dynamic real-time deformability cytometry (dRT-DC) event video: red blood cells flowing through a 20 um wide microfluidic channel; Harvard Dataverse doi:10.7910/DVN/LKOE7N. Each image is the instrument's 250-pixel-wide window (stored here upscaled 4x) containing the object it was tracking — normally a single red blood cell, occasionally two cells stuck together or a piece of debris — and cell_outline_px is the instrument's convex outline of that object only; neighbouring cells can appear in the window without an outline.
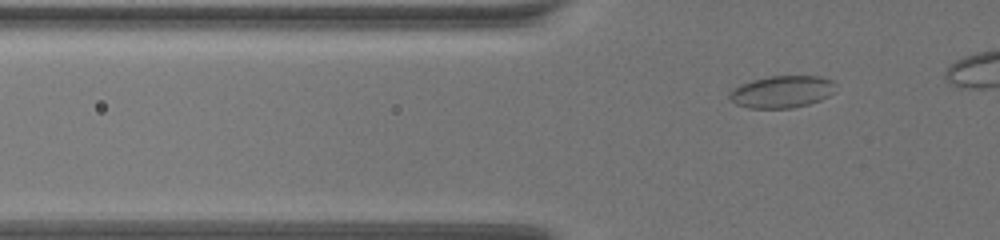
{"species": "common noctule bat (a hibernating species)", "species_latin": "Nyctalus noctula", "temperature_condition": "warm", "stored_images_in_passage": 46, "camera_frame_rate_fps": 3000, "um_per_image_px": 0.085, "animal": {"sex": "female", "body_mass_g": 19.5, "forearm_length_mm": 54.1}, "frame": {"image": 1, "passage_image": 9, "time_ms": 2.667, "image_size_px": [1000, 240], "cell_outline_px": [[836, 84], [832, 92], [828, 96], [820, 100], [808, 104], [792, 108], [748, 108], [736, 104], [728, 96], [728, 92], [732, 88], [740, 84], [752, 80], [768, 76], [820, 76], [832, 80]], "centroid_in_image_um": [66.43, 7.79], "position_along_channel_um": 59.4, "area_um2": 19.94}}
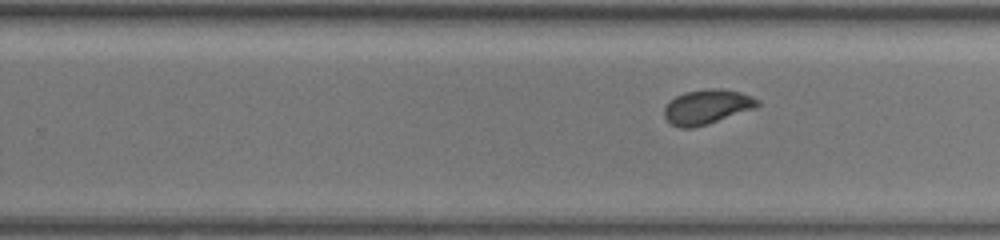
{"frame": {"image": 2, "passage_image": 31, "time_ms": 10.0, "image_size_px": [1000, 240], "cell_outline_px": [[760, 104], [756, 108], [708, 124], [692, 128], [680, 128], [672, 124], [664, 116], [664, 108], [676, 96], [684, 92], [708, 88], [720, 88], [740, 92], [752, 96], [760, 100]], "centroid_in_image_um": [60.13, 9.07], "position_along_channel_um": 269.7, "area_um2": 18.84}}
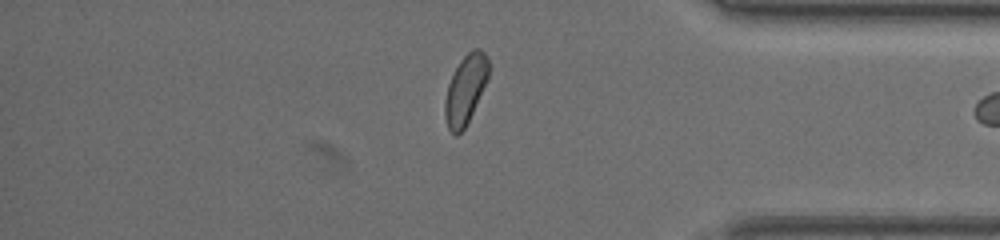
{"frame": {"image": 3, "passage_image": 45, "time_ms": 14.667, "image_size_px": [1000, 240], "cell_outline_px": [[492, 68], [488, 80], [464, 128], [456, 136], [448, 128], [444, 116], [444, 100], [448, 84], [460, 60], [472, 48], [480, 48], [488, 56]], "centroid_in_image_um": [39.6, 7.54], "position_along_channel_um": 395.6, "area_um2": 17.8}}